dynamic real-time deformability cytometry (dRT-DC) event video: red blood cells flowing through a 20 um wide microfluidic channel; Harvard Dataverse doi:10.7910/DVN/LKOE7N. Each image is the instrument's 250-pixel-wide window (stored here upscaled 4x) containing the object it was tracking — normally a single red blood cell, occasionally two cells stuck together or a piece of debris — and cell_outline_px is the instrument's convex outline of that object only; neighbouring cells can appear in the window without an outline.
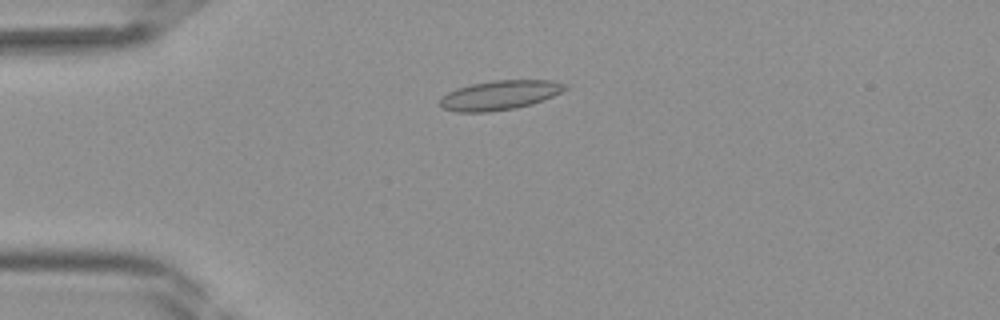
{"species": "Egyptian fruit bat (a non-hibernating species)", "species_latin": "Rousettus aegyptiacus", "temperature_condition": "room temperature", "stored_images_in_passage": 36, "camera_frame_rate_fps": 3000, "um_per_image_px": 0.085, "frame": {"image": 1, "passage_image": 5, "time_ms": 1.333, "image_size_px": [1000, 320], "cell_outline_px": [[568, 88], [544, 100], [532, 104], [516, 108], [488, 112], [456, 112], [444, 108], [440, 104], [440, 96], [456, 88], [472, 84], [496, 80], [552, 80], [568, 84]], "centroid_in_image_um": [42.49, 8.09], "position_along_channel_um": 42.5, "area_um2": 21.5}}
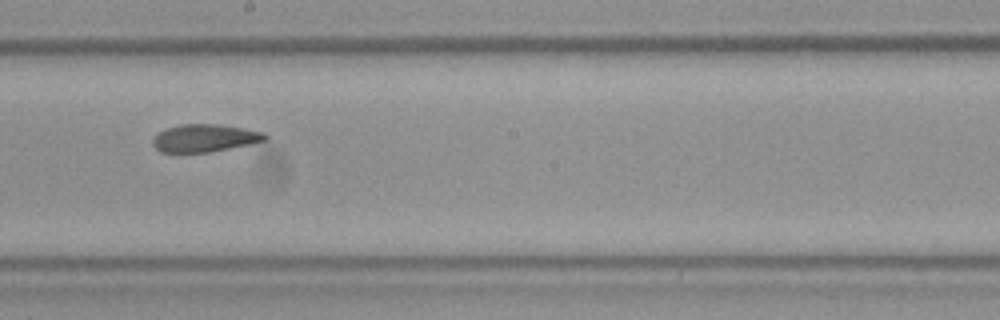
{"frame": {"image": 2, "passage_image": 18, "time_ms": 5.667, "image_size_px": [1000, 320], "cell_outline_px": [[268, 140], [208, 152], [160, 152], [152, 144], [152, 140], [160, 132], [168, 128], [180, 124], [216, 124], [264, 132], [268, 136]], "centroid_in_image_um": [17.4, 11.73], "position_along_channel_um": 230.8, "area_um2": 17.74}}
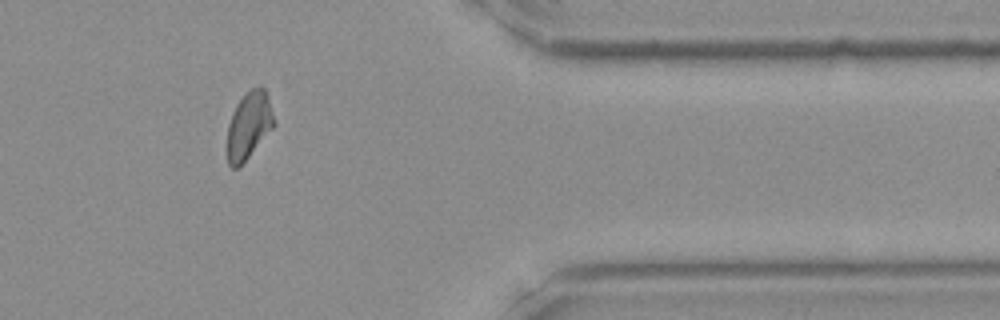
{"frame": {"image": 3, "passage_image": 29, "time_ms": 9.333, "image_size_px": [1000, 320], "cell_outline_px": [[276, 124], [248, 156], [236, 168], [232, 168], [228, 164], [228, 124], [232, 112], [236, 104], [252, 88], [264, 88], [268, 92], [276, 120]], "centroid_in_image_um": [21.19, 10.62], "position_along_channel_um": 390.2, "area_um2": 18.03}}